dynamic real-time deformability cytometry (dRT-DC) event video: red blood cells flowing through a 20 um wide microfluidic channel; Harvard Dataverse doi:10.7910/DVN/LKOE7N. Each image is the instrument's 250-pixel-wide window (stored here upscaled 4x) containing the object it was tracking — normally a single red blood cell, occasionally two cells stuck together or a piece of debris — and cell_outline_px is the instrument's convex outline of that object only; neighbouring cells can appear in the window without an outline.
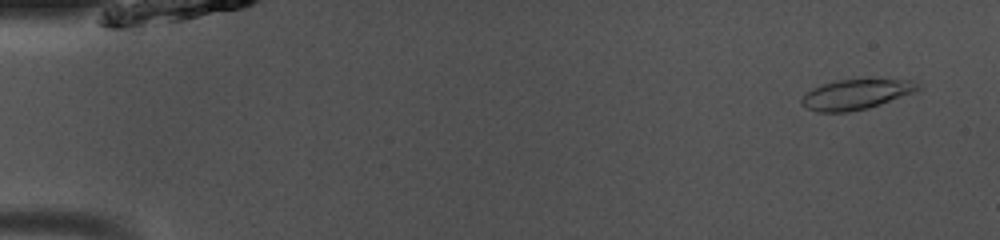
{"species": "common noctule bat (a hibernating species)", "species_latin": "Nyctalus noctula", "temperature_condition": "room temperature", "stored_images_in_passage": 49, "camera_frame_rate_fps": 3000, "um_per_image_px": 0.085, "animal": {"sex": "male", "body_mass_g": 13.0, "forearm_length_mm": 53.1}, "frame": {"image": 1, "passage_image": 3, "time_ms": 0.667, "image_size_px": [1000, 240], "cell_outline_px": [[920, 88], [916, 92], [868, 108], [848, 112], [816, 112], [804, 108], [800, 104], [800, 100], [808, 92], [824, 84], [836, 80], [912, 80], [920, 84]], "centroid_in_image_um": [72.76, 8.04], "position_along_channel_um": 12.2, "area_um2": 20.17}}
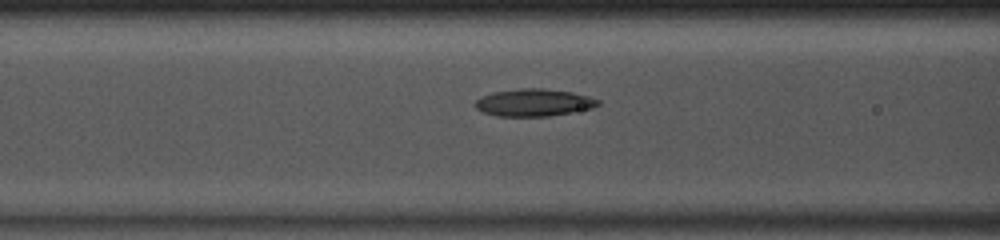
{"frame": {"image": 2, "passage_image": 20, "time_ms": 6.333, "image_size_px": [1000, 240], "cell_outline_px": [[600, 104], [592, 108], [572, 112], [548, 116], [496, 116], [484, 112], [476, 108], [476, 100], [480, 96], [492, 92], [520, 88], [540, 88], [572, 92], [588, 96], [600, 100]], "centroid_in_image_um": [45.37, 8.71], "position_along_channel_um": 121.2, "area_um2": 19.54}}
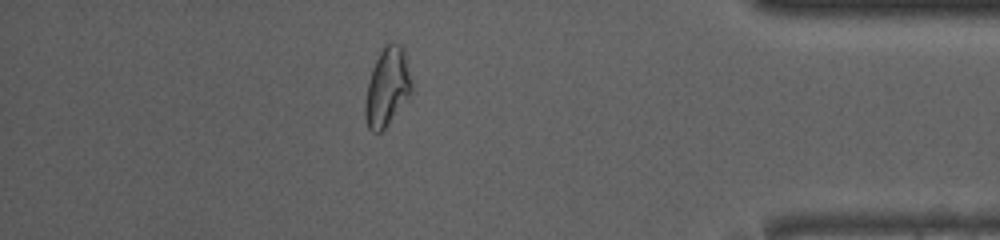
{"frame": {"image": 3, "passage_image": 43, "time_ms": 14.0, "image_size_px": [1000, 240], "cell_outline_px": [[412, 92], [384, 128], [380, 132], [372, 132], [368, 128], [364, 116], [364, 100], [372, 68], [384, 44], [400, 44], [404, 48], [412, 84]], "centroid_in_image_um": [32.89, 7.4], "position_along_channel_um": 402.3, "area_um2": 20.98}, "authors_computed_cell_mechanics": {"area_um2": 19.7676, "velocity_mm_per_s": 4.0891, "shape_relaxation_time_tau1_ms": 4.5217, "shape_relaxation_time_tau2_ms": 3.2625, "deformation_change_tau1": 0.1269, "deformation_change_tau2": 0.1018}}